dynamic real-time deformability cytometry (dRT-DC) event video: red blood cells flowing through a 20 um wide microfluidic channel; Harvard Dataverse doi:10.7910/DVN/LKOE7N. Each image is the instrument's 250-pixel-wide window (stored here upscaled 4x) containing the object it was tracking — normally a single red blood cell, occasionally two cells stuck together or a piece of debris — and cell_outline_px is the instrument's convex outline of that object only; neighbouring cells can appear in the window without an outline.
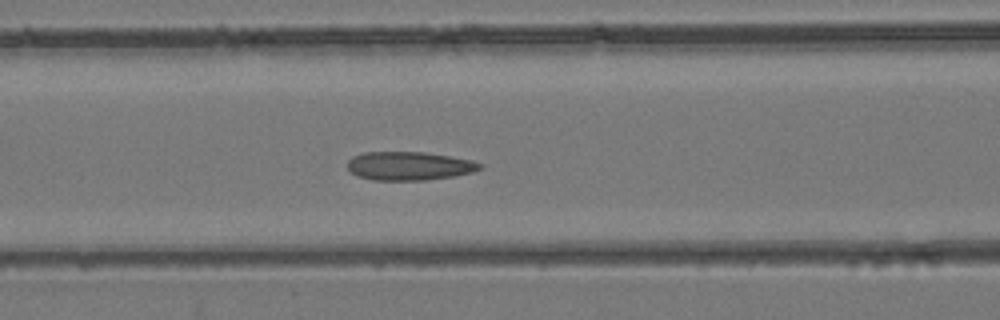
{"species": "common noctule bat (a hibernating species)", "species_latin": "Nyctalus noctula", "temperature_condition": "room temperature", "stored_images_in_passage": 43, "camera_frame_rate_fps": 3000, "um_per_image_px": 0.085, "animal": {"sex": "female", "body_mass_g": 24.6, "forearm_length_mm": 56.2}, "frame": {"image": 1, "passage_image": 18, "time_ms": 5.667, "image_size_px": [1000, 320], "cell_outline_px": [[480, 168], [472, 172], [452, 176], [424, 180], [372, 180], [356, 176], [348, 168], [348, 160], [352, 156], [364, 152], [424, 152], [472, 160], [480, 164]], "centroid_in_image_um": [34.72, 14.1], "position_along_channel_um": 131.9, "area_um2": 21.85}}
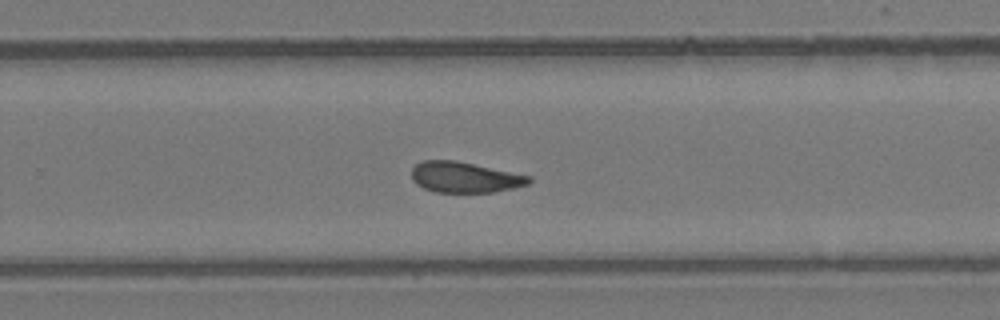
{"frame": {"image": 2, "passage_image": 28, "time_ms": 9.0, "image_size_px": [1000, 320], "cell_outline_px": [[532, 180], [528, 184], [512, 188], [492, 192], [436, 192], [424, 188], [416, 184], [412, 180], [412, 168], [416, 164], [424, 160], [456, 160], [532, 176]], "centroid_in_image_um": [39.5, 15.06], "position_along_channel_um": 290.3, "area_um2": 20.98}}
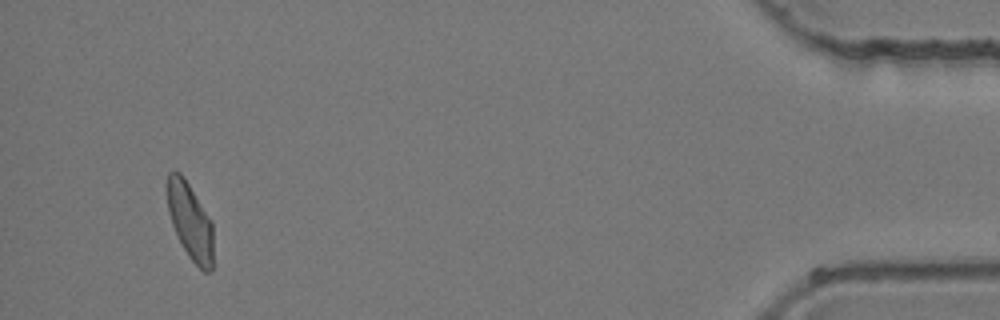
{"frame": {"image": 3, "passage_image": 41, "time_ms": 13.333, "image_size_px": [1000, 320], "cell_outline_px": [[216, 264], [208, 272], [204, 272], [188, 256], [172, 224], [168, 212], [168, 172], [180, 172], [184, 176], [212, 220]], "centroid_in_image_um": [16.24, 18.87], "position_along_channel_um": 419.0, "area_um2": 20.92}}